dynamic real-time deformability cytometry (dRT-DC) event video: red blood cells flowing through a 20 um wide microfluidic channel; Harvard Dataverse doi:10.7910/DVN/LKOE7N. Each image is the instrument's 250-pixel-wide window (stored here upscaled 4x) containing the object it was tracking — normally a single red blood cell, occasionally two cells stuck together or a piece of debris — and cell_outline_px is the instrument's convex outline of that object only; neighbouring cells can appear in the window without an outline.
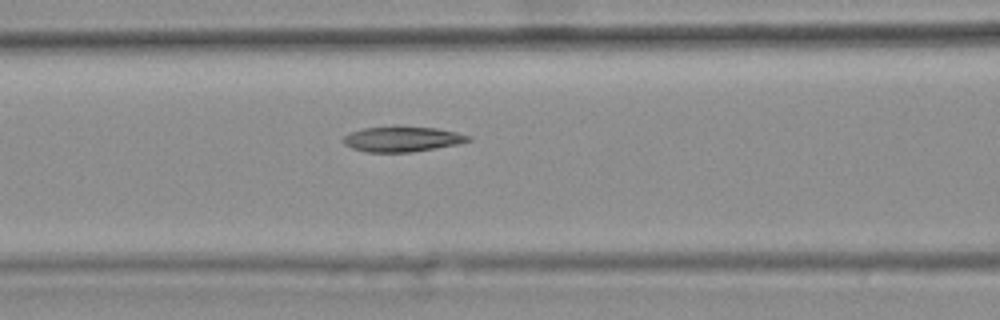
{"species": "common noctule bat (a hibernating species)", "species_latin": "Nyctalus noctula", "temperature_condition": "warm", "stored_images_in_passage": 49, "camera_frame_rate_fps": 3000, "um_per_image_px": 0.085, "animal": {"sex": "female", "body_mass_g": 25.1}, "frame": {"image": 1, "passage_image": 22, "time_ms": 7.0, "image_size_px": [1000, 320], "cell_outline_px": [[472, 140], [460, 144], [412, 152], [364, 152], [352, 148], [344, 144], [340, 140], [344, 136], [352, 132], [364, 128], [396, 124], [436, 128], [456, 132], [472, 136]], "centroid_in_image_um": [34.19, 11.79], "position_along_channel_um": 132.4, "area_um2": 19.07}, "authors_computed_cell_mechanics": {"area_um2": 18.8428, "velocity_mm_per_s": 3.7427, "shape_relaxation_time_tau1_ms": null, "shape_relaxation_time_tau2_ms": 3.4576, "deformation_change_tau1": null, "deformation_change_tau2": 0.0986}}